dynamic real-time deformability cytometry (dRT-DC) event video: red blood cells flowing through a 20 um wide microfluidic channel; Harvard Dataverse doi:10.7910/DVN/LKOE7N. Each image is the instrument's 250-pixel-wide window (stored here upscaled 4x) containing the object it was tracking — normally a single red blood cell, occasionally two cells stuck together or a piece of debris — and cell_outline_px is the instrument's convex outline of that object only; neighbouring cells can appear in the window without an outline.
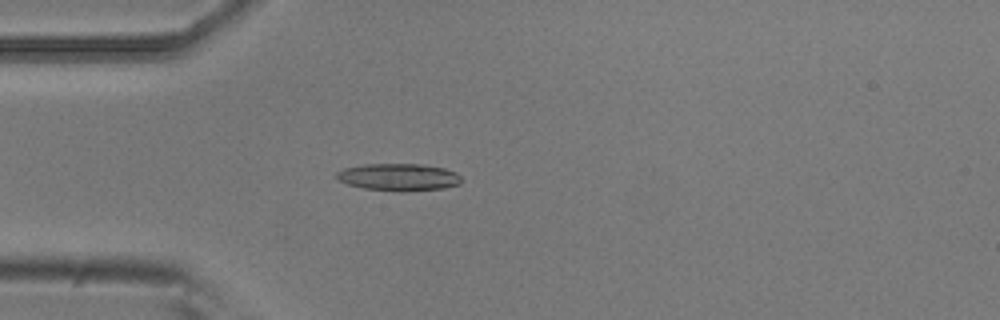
{"species": "common noctule bat (a hibernating species)", "species_latin": "Nyctalus noctula", "temperature_condition": "room temperature", "stored_images_in_passage": 4, "camera_frame_rate_fps": 3000, "um_per_image_px": 0.085, "animal": {"sex": "male", "body_mass_g": 20.5, "forearm_length_mm": 52.5}, "frame": {"image": 1, "passage_image": 4, "time_ms": 1.0, "image_size_px": [1000, 320], "cell_outline_px": [[464, 180], [460, 184], [444, 188], [404, 192], [396, 192], [364, 188], [348, 184], [340, 180], [336, 176], [336, 172], [344, 168], [364, 164], [424, 164], [444, 168], [456, 172]], "centroid_in_image_um": [33.93, 15.06], "position_along_channel_um": 51.1, "area_um2": 20.06}}